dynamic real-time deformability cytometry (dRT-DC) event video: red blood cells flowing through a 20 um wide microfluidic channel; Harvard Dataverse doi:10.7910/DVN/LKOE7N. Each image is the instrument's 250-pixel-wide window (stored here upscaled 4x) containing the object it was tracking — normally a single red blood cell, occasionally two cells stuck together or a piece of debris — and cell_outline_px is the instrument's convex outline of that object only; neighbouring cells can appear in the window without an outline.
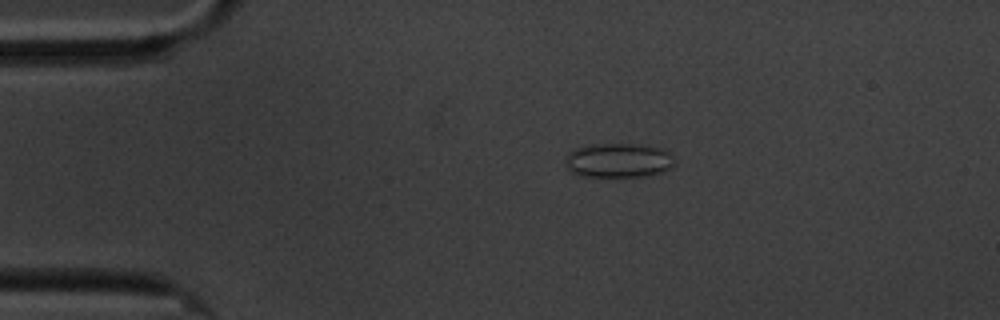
{"species": "common noctule bat (a hibernating species)", "species_latin": "Nyctalus noctula", "temperature_condition": "cold", "stored_images_in_passage": 6, "camera_frame_rate_fps": 3000, "um_per_image_px": 0.085, "animal": {"sex": "male", "body_mass_g": 20.1, "forearm_length_mm": 53.5}, "frame": {"image": 1, "passage_image": 4, "time_ms": 3.667, "image_size_px": [1000, 320], "cell_outline_px": [[676, 164], [660, 172], [644, 176], [576, 176], [568, 168], [564, 156], [572, 148], [592, 144], [632, 144], [664, 148], [672, 156]], "centroid_in_image_um": [52.52, 13.62], "position_along_channel_um": 32.5, "area_um2": 21.96}}
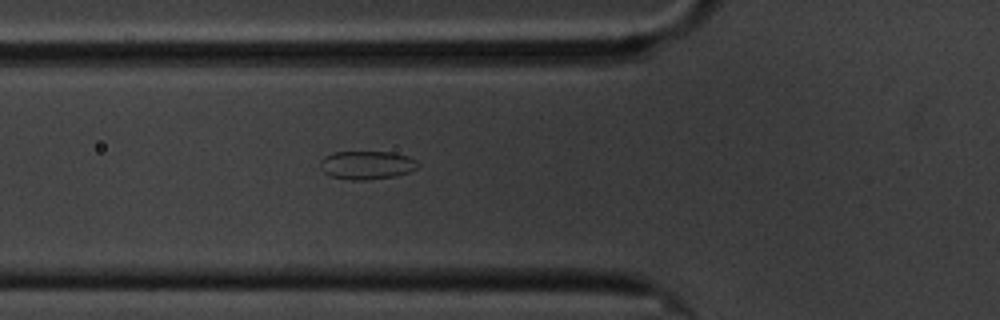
{"frame": {"image": 2, "passage_image": 6, "time_ms": 6.667, "image_size_px": [1000, 320], "cell_outline_px": [[420, 164], [416, 168], [408, 172], [396, 176], [368, 180], [348, 180], [328, 176], [320, 168], [320, 160], [324, 156], [332, 152], [392, 152], [408, 156], [416, 160]], "centroid_in_image_um": [31.15, 14.04], "position_along_channel_um": 94.7, "area_um2": 16.42}}